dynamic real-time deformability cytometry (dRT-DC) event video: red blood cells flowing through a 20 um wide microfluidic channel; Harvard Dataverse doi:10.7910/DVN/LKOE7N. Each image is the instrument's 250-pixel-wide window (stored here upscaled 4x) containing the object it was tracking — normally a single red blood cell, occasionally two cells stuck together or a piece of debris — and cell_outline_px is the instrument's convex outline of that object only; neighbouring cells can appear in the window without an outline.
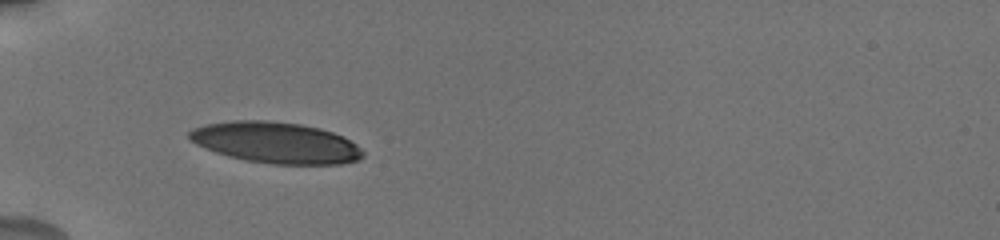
{"species": "human", "species_latin": "Homo sapiens", "temperature_condition": "cold", "stored_images_in_passage": 26, "camera_frame_rate_fps": 3000, "um_per_image_px": 0.085, "donor": {"sex": "male"}, "frame": {"image": 1, "passage_image": 1, "time_ms": 0.0, "image_size_px": [1000, 240], "cell_outline_px": [[364, 156], [360, 160], [340, 164], [272, 164], [244, 160], [228, 156], [216, 152], [196, 144], [188, 140], [188, 132], [192, 128], [204, 124], [232, 120], [268, 120], [300, 124], [320, 128], [344, 136], [356, 144], [364, 152]], "centroid_in_image_um": [23.44, 12.12], "position_along_channel_um": 61.6, "area_um2": 41.96}}
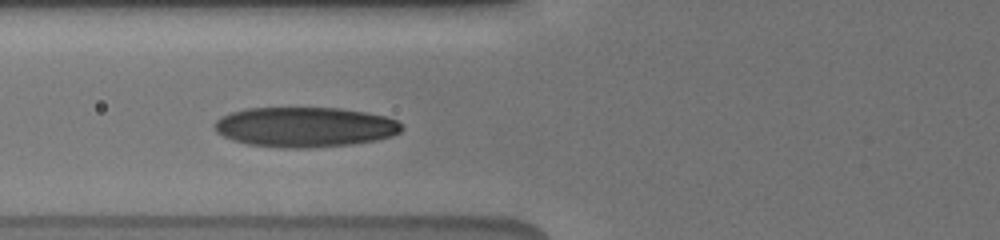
{"frame": {"image": 2, "passage_image": 10, "time_ms": 1.333, "image_size_px": [1000, 240], "cell_outline_px": [[404, 128], [400, 132], [392, 136], [376, 140], [352, 144], [308, 148], [284, 148], [248, 144], [232, 140], [216, 132], [212, 124], [220, 116], [244, 108], [340, 108], [364, 112], [384, 116], [396, 120]], "centroid_in_image_um": [25.88, 10.8], "position_along_channel_um": 99.9, "area_um2": 43.75}}
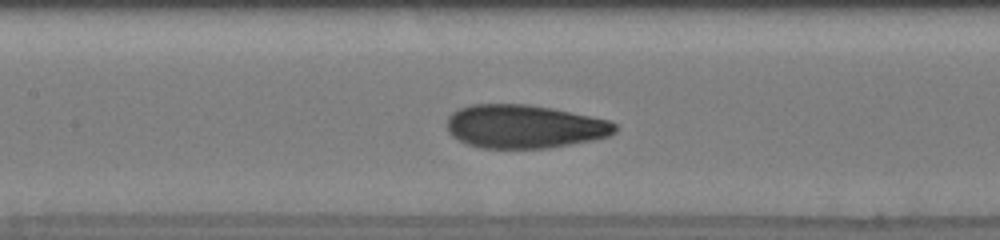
{"frame": {"image": 3, "passage_image": 22, "time_ms": 3.0, "image_size_px": [1000, 240], "cell_outline_px": [[616, 132], [608, 136], [596, 140], [548, 148], [480, 148], [468, 144], [452, 136], [448, 132], [448, 116], [452, 112], [460, 108], [472, 104], [528, 104], [552, 108], [608, 120], [616, 124]], "centroid_in_image_um": [44.57, 10.75], "position_along_channel_um": 162.8, "area_um2": 42.6}}